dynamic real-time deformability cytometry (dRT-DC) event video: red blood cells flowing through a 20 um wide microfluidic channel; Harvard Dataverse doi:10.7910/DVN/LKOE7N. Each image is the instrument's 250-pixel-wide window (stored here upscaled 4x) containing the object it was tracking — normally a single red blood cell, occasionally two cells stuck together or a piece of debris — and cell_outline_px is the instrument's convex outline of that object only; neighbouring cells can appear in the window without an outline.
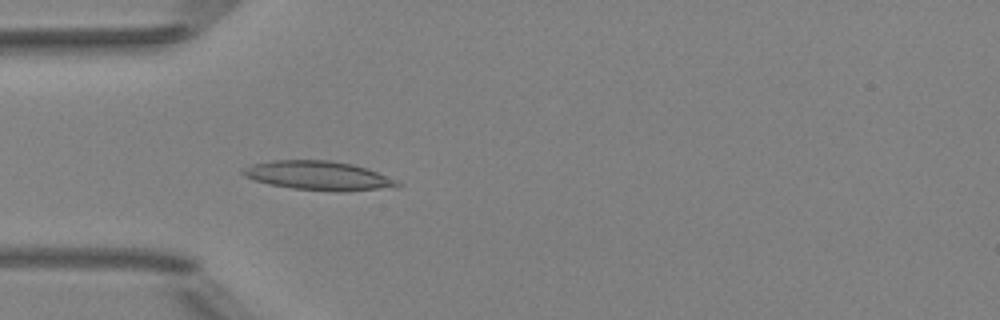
{"species": "Egyptian fruit bat (a non-hibernating species)", "species_latin": "Rousettus aegyptiacus", "temperature_condition": "room temperature", "stored_images_in_passage": 34, "camera_frame_rate_fps": 3000, "um_per_image_px": 0.085, "animal": {"sex": "female"}, "frame": {"image": 1, "passage_image": 6, "time_ms": 1.667, "image_size_px": [1000, 320], "cell_outline_px": [[400, 184], [396, 188], [348, 192], [340, 192], [292, 188], [268, 184], [252, 180], [244, 176], [240, 172], [244, 168], [252, 164], [272, 160], [328, 160], [352, 164], [376, 172], [396, 180]], "centroid_in_image_um": [27.05, 14.94], "position_along_channel_um": 57.9, "area_um2": 26.3}}
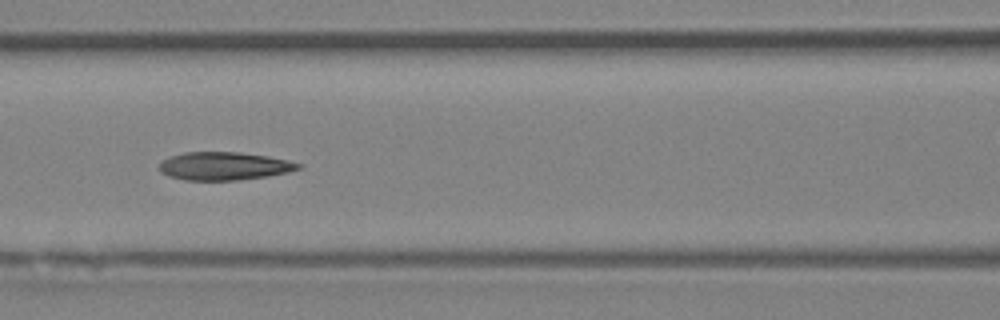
{"frame": {"image": 2, "passage_image": 13, "time_ms": 4.0, "image_size_px": [1000, 320], "cell_outline_px": [[304, 164], [300, 168], [288, 172], [264, 176], [236, 180], [184, 180], [168, 176], [160, 172], [160, 164], [164, 160], [172, 156], [184, 152], [240, 152], [268, 156], [288, 160]], "centroid_in_image_um": [19.06, 14.11], "position_along_channel_um": 147.5, "area_um2": 22.6}}
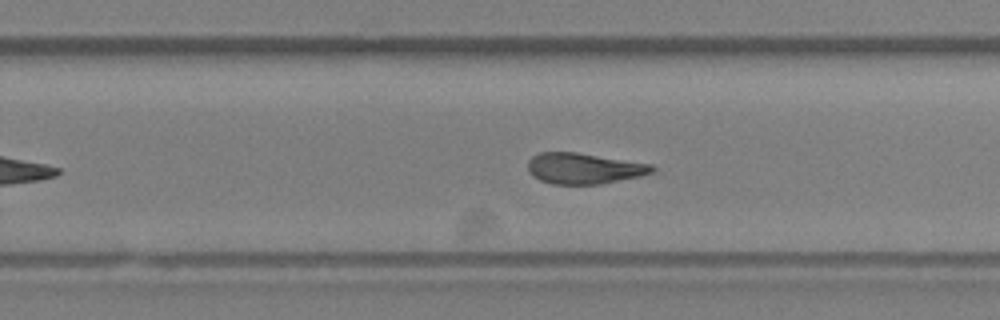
{"frame": {"image": 3, "passage_image": 23, "time_ms": 7.333, "image_size_px": [1000, 320], "cell_outline_px": [[656, 172], [640, 176], [600, 184], [552, 184], [540, 180], [532, 176], [528, 172], [528, 160], [532, 156], [540, 152], [576, 152], [652, 164], [656, 168]], "centroid_in_image_um": [49.63, 14.31], "position_along_channel_um": 280.2, "area_um2": 22.48}, "authors_computed_cell_mechanics": {"area_um2": 22.6287, "velocity_mm_per_s": 3.9957, "shape_relaxation_time_tau1_ms": 6.4673, "shape_relaxation_time_tau2_ms": 2.7371, "deformation_change_tau1": 0.1656, "deformation_change_tau2": 0.1098}}